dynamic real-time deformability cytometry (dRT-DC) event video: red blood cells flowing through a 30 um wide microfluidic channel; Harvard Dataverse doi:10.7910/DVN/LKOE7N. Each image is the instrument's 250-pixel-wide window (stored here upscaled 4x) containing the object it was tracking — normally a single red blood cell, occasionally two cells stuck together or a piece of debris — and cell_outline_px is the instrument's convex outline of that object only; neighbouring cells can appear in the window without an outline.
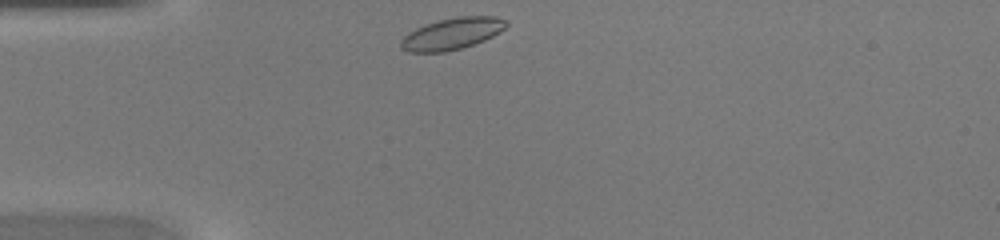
{"species": "common noctule bat (a hibernating species)", "species_latin": "Nyctalus noctula", "temperature_condition": "warm", "stored_images_in_passage": 27, "camera_frame_rate_fps": 3000, "um_per_image_px": 0.085, "animal": {"sex": "female", "body_mass_g": 20.0, "forearm_length_mm": 54.0}, "frame": {"image": 1, "passage_image": 1, "time_ms": 0.0, "image_size_px": [1000, 240], "cell_outline_px": [[508, 24], [500, 32], [484, 40], [460, 48], [444, 52], [408, 52], [400, 48], [400, 40], [408, 32], [424, 24], [440, 20], [460, 16], [496, 16], [508, 20]], "centroid_in_image_um": [38.41, 2.86], "position_along_channel_um": 46.6, "area_um2": 19.42}}
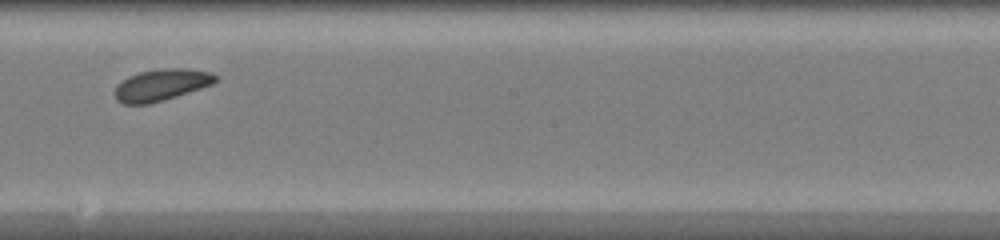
{"frame": {"image": 2, "passage_image": 15, "time_ms": 4.667, "image_size_px": [1000, 240], "cell_outline_px": [[220, 76], [212, 84], [164, 100], [148, 104], [124, 104], [116, 100], [116, 84], [128, 76], [140, 72], [164, 68], [184, 68], [212, 72]], "centroid_in_image_um": [13.72, 7.21], "position_along_channel_um": 234.5, "area_um2": 18.5}}
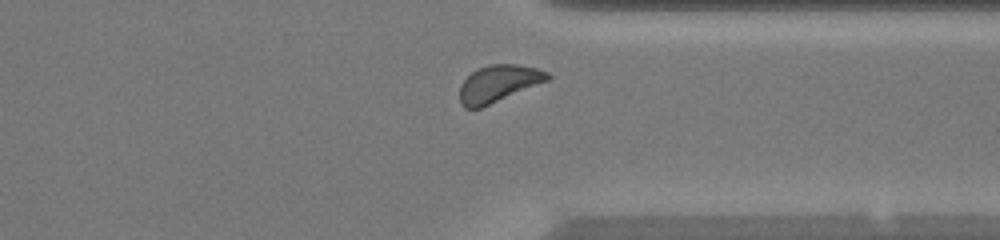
{"frame": {"image": 3, "passage_image": 24, "time_ms": 7.667, "image_size_px": [1000, 240], "cell_outline_px": [[552, 76], [548, 80], [480, 108], [464, 108], [460, 104], [460, 84], [476, 68], [492, 64], [516, 64], [536, 68], [548, 72]], "centroid_in_image_um": [42.35, 7.09], "position_along_channel_um": 369.1, "area_um2": 18.73}}